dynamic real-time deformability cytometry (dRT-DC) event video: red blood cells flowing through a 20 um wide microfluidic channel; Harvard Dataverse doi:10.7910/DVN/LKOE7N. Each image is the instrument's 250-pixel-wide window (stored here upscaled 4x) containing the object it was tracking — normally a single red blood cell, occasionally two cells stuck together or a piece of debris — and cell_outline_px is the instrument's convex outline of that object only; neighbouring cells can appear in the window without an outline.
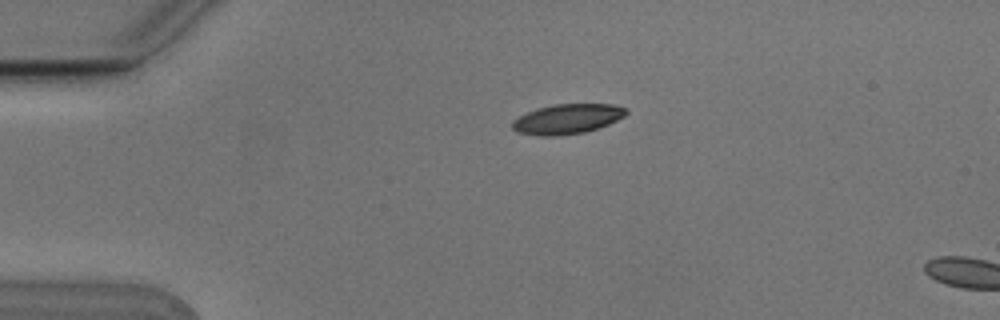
{"species": "Egyptian fruit bat (a non-hibernating species)", "species_latin": "Rousettus aegyptiacus", "temperature_condition": "cold", "stored_images_in_passage": 2, "camera_frame_rate_fps": 3000, "um_per_image_px": 0.085, "animal": {"sex": "male"}, "frame": {"image": 1, "passage_image": 1, "time_ms": 0.0, "image_size_px": [1000, 320], "cell_outline_px": [[628, 112], [624, 116], [600, 128], [584, 132], [556, 136], [540, 136], [516, 132], [512, 128], [512, 120], [536, 108], [556, 104], [612, 104], [628, 108]], "centroid_in_image_um": [48.22, 10.11], "position_along_channel_um": 36.8, "area_um2": 19.88}}